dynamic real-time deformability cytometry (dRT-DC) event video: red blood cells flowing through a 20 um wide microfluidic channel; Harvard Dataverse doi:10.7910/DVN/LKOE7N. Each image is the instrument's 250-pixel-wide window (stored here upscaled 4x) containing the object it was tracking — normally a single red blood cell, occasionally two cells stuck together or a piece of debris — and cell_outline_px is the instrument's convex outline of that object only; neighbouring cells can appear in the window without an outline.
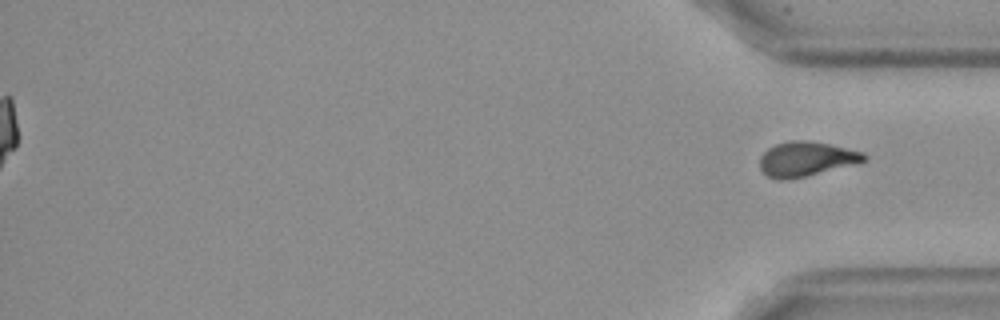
{"species": "Egyptian fruit bat (a non-hibernating species)", "species_latin": "Rousettus aegyptiacus", "temperature_condition": "cold", "stored_images_in_passage": 48, "segment_of_instrument_passage": [2, 2], "camera_frame_rate_fps": 3000, "um_per_image_px": 0.085, "frame": {"image": 1, "passage_image": 48, "time_ms": 15.667, "image_size_px": [1000, 320], "cell_outline_px": [[868, 160], [808, 176], [788, 180], [776, 180], [768, 176], [760, 168], [760, 156], [768, 148], [776, 144], [792, 140], [808, 140], [828, 144], [864, 152], [868, 156]], "centroid_in_image_um": [68.52, 13.52], "position_along_channel_um": 366.7, "area_um2": 21.1}}